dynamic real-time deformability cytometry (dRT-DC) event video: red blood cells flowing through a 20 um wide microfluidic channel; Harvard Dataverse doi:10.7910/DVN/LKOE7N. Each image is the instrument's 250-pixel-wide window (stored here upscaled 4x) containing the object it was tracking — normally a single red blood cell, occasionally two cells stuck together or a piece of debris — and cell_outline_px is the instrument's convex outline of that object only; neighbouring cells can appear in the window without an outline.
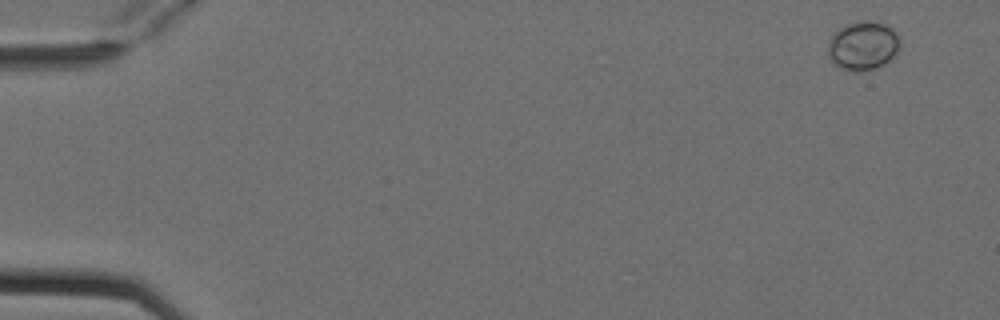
{"species": "Egyptian fruit bat (a non-hibernating species)", "species_latin": "Rousettus aegyptiacus", "temperature_condition": "cold", "stored_images_in_passage": 5, "camera_frame_rate_fps": 3000, "um_per_image_px": 0.085, "animal": {"sex": "female"}, "frame": {"image": 1, "passage_image": 1, "time_ms": 0.0, "image_size_px": [1000, 320], "cell_outline_px": [[900, 40], [896, 52], [884, 64], [876, 68], [840, 68], [828, 56], [828, 40], [832, 32], [848, 24], [864, 20], [884, 24], [892, 28], [896, 32]], "centroid_in_image_um": [73.33, 3.83], "position_along_channel_um": 11.7, "area_um2": 19.83}}
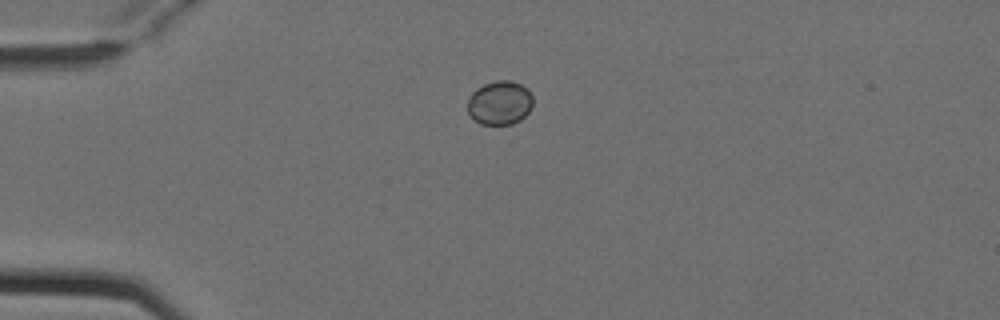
{"frame": {"image": 2, "passage_image": 4, "time_ms": 1.0, "image_size_px": [1000, 320], "cell_outline_px": [[532, 108], [520, 120], [512, 124], [480, 124], [468, 112], [468, 100], [472, 92], [476, 88], [484, 84], [496, 80], [512, 80], [528, 88], [532, 96]], "centroid_in_image_um": [42.49, 8.72], "position_along_channel_um": 42.5, "area_um2": 16.76}}